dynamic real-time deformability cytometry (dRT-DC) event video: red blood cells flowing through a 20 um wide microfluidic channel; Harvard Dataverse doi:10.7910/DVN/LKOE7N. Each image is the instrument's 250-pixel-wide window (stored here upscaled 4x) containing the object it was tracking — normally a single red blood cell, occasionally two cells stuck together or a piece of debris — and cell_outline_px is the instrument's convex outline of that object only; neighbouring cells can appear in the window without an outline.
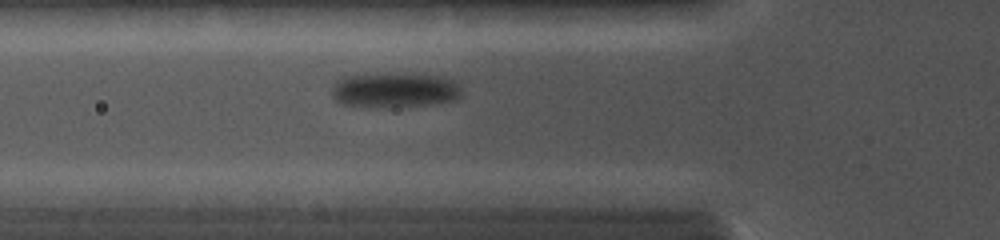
{"species": "common noctule bat (a hibernating species)", "species_latin": "Nyctalus noctula", "temperature_condition": "cold", "stored_images_in_passage": 3, "camera_frame_rate_fps": 5000, "um_per_image_px": 0.085, "animal": {"sex": "female", "body_mass_g": 19.0, "forearm_length_mm": 56.7}, "frame": {"image": 1, "passage_image": 3, "time_ms": 1.6, "image_size_px": [1000, 240], "cell_outline_px": [[464, 92], [456, 100], [440, 104], [396, 108], [360, 108], [340, 104], [332, 96], [332, 88], [336, 80], [340, 76], [356, 72], [416, 72], [444, 76], [452, 80]], "centroid_in_image_um": [33.5, 7.64], "position_along_channel_um": 92.3, "area_um2": 28.84}}